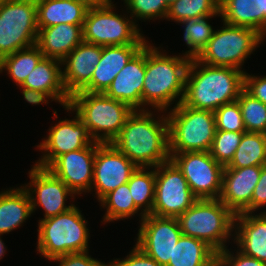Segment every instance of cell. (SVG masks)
<instances>
[{
	"label": "cell",
	"instance_id": "cell-1",
	"mask_svg": "<svg viewBox=\"0 0 266 266\" xmlns=\"http://www.w3.org/2000/svg\"><path fill=\"white\" fill-rule=\"evenodd\" d=\"M153 112L134 110L111 142L137 167H156L170 159L167 115L163 111L156 119Z\"/></svg>",
	"mask_w": 266,
	"mask_h": 266
},
{
	"label": "cell",
	"instance_id": "cell-2",
	"mask_svg": "<svg viewBox=\"0 0 266 266\" xmlns=\"http://www.w3.org/2000/svg\"><path fill=\"white\" fill-rule=\"evenodd\" d=\"M158 48L149 42L146 44L142 110L152 106L150 109L155 108L156 113L165 111L166 114L171 104L176 101V107L184 98L187 69L191 60L182 55L169 56Z\"/></svg>",
	"mask_w": 266,
	"mask_h": 266
},
{
	"label": "cell",
	"instance_id": "cell-3",
	"mask_svg": "<svg viewBox=\"0 0 266 266\" xmlns=\"http://www.w3.org/2000/svg\"><path fill=\"white\" fill-rule=\"evenodd\" d=\"M245 72L237 68L211 66L193 59L187 69L182 102L194 109L216 111L238 99L244 90Z\"/></svg>",
	"mask_w": 266,
	"mask_h": 266
},
{
	"label": "cell",
	"instance_id": "cell-4",
	"mask_svg": "<svg viewBox=\"0 0 266 266\" xmlns=\"http://www.w3.org/2000/svg\"><path fill=\"white\" fill-rule=\"evenodd\" d=\"M65 110L75 111L96 142L111 143L121 132L134 111L128 104L111 99L104 93L80 91L70 97Z\"/></svg>",
	"mask_w": 266,
	"mask_h": 266
},
{
	"label": "cell",
	"instance_id": "cell-5",
	"mask_svg": "<svg viewBox=\"0 0 266 266\" xmlns=\"http://www.w3.org/2000/svg\"><path fill=\"white\" fill-rule=\"evenodd\" d=\"M177 219L182 235L206 242L217 253L234 236L235 214L219 199H197Z\"/></svg>",
	"mask_w": 266,
	"mask_h": 266
},
{
	"label": "cell",
	"instance_id": "cell-6",
	"mask_svg": "<svg viewBox=\"0 0 266 266\" xmlns=\"http://www.w3.org/2000/svg\"><path fill=\"white\" fill-rule=\"evenodd\" d=\"M82 211L74 206L38 222L37 252L50 260L70 253L89 251V229Z\"/></svg>",
	"mask_w": 266,
	"mask_h": 266
},
{
	"label": "cell",
	"instance_id": "cell-7",
	"mask_svg": "<svg viewBox=\"0 0 266 266\" xmlns=\"http://www.w3.org/2000/svg\"><path fill=\"white\" fill-rule=\"evenodd\" d=\"M169 110V153L209 151L216 131L214 111L194 109L183 102Z\"/></svg>",
	"mask_w": 266,
	"mask_h": 266
},
{
	"label": "cell",
	"instance_id": "cell-8",
	"mask_svg": "<svg viewBox=\"0 0 266 266\" xmlns=\"http://www.w3.org/2000/svg\"><path fill=\"white\" fill-rule=\"evenodd\" d=\"M114 2L89 7L83 22V41L98 46L147 44L138 24L126 15L115 13Z\"/></svg>",
	"mask_w": 266,
	"mask_h": 266
},
{
	"label": "cell",
	"instance_id": "cell-9",
	"mask_svg": "<svg viewBox=\"0 0 266 266\" xmlns=\"http://www.w3.org/2000/svg\"><path fill=\"white\" fill-rule=\"evenodd\" d=\"M222 22L221 29L214 30L197 59L207 65L241 70L245 60L265 38L255 29Z\"/></svg>",
	"mask_w": 266,
	"mask_h": 266
},
{
	"label": "cell",
	"instance_id": "cell-10",
	"mask_svg": "<svg viewBox=\"0 0 266 266\" xmlns=\"http://www.w3.org/2000/svg\"><path fill=\"white\" fill-rule=\"evenodd\" d=\"M36 0H5L0 8V59L36 44Z\"/></svg>",
	"mask_w": 266,
	"mask_h": 266
},
{
	"label": "cell",
	"instance_id": "cell-11",
	"mask_svg": "<svg viewBox=\"0 0 266 266\" xmlns=\"http://www.w3.org/2000/svg\"><path fill=\"white\" fill-rule=\"evenodd\" d=\"M196 200L181 170L171 159L155 167L152 215L178 218Z\"/></svg>",
	"mask_w": 266,
	"mask_h": 266
},
{
	"label": "cell",
	"instance_id": "cell-12",
	"mask_svg": "<svg viewBox=\"0 0 266 266\" xmlns=\"http://www.w3.org/2000/svg\"><path fill=\"white\" fill-rule=\"evenodd\" d=\"M170 159L181 170L197 199H219L224 166L209 151L170 153Z\"/></svg>",
	"mask_w": 266,
	"mask_h": 266
},
{
	"label": "cell",
	"instance_id": "cell-13",
	"mask_svg": "<svg viewBox=\"0 0 266 266\" xmlns=\"http://www.w3.org/2000/svg\"><path fill=\"white\" fill-rule=\"evenodd\" d=\"M28 175L30 181L23 188L29 195L32 213L37 206L44 210V218L39 221L64 213L75 206L74 204L66 206L65 202L68 196L75 199L76 195L47 168L33 165Z\"/></svg>",
	"mask_w": 266,
	"mask_h": 266
},
{
	"label": "cell",
	"instance_id": "cell-14",
	"mask_svg": "<svg viewBox=\"0 0 266 266\" xmlns=\"http://www.w3.org/2000/svg\"><path fill=\"white\" fill-rule=\"evenodd\" d=\"M139 221L135 245L161 266H166L182 235L178 219L148 214Z\"/></svg>",
	"mask_w": 266,
	"mask_h": 266
},
{
	"label": "cell",
	"instance_id": "cell-15",
	"mask_svg": "<svg viewBox=\"0 0 266 266\" xmlns=\"http://www.w3.org/2000/svg\"><path fill=\"white\" fill-rule=\"evenodd\" d=\"M137 166L112 143H100L96 147L93 183L98 202L108 193L126 184Z\"/></svg>",
	"mask_w": 266,
	"mask_h": 266
},
{
	"label": "cell",
	"instance_id": "cell-16",
	"mask_svg": "<svg viewBox=\"0 0 266 266\" xmlns=\"http://www.w3.org/2000/svg\"><path fill=\"white\" fill-rule=\"evenodd\" d=\"M46 138L37 147L42 153L41 158L34 164L47 168L58 156L70 151L86 148L96 141L90 136L87 127L76 114L74 119H64L57 122L48 130Z\"/></svg>",
	"mask_w": 266,
	"mask_h": 266
},
{
	"label": "cell",
	"instance_id": "cell-17",
	"mask_svg": "<svg viewBox=\"0 0 266 266\" xmlns=\"http://www.w3.org/2000/svg\"><path fill=\"white\" fill-rule=\"evenodd\" d=\"M99 144L100 142H95L86 148L62 154L47 169L62 180L75 195L89 193L93 183L96 147Z\"/></svg>",
	"mask_w": 266,
	"mask_h": 266
},
{
	"label": "cell",
	"instance_id": "cell-18",
	"mask_svg": "<svg viewBox=\"0 0 266 266\" xmlns=\"http://www.w3.org/2000/svg\"><path fill=\"white\" fill-rule=\"evenodd\" d=\"M261 168L262 166L224 167L222 191L219 200L235 215L251 213L252 195L259 181Z\"/></svg>",
	"mask_w": 266,
	"mask_h": 266
},
{
	"label": "cell",
	"instance_id": "cell-19",
	"mask_svg": "<svg viewBox=\"0 0 266 266\" xmlns=\"http://www.w3.org/2000/svg\"><path fill=\"white\" fill-rule=\"evenodd\" d=\"M101 55L102 46L83 41L61 61L64 67L63 84L70 97L82 91L90 83Z\"/></svg>",
	"mask_w": 266,
	"mask_h": 266
},
{
	"label": "cell",
	"instance_id": "cell-20",
	"mask_svg": "<svg viewBox=\"0 0 266 266\" xmlns=\"http://www.w3.org/2000/svg\"><path fill=\"white\" fill-rule=\"evenodd\" d=\"M145 70L146 45L122 68L104 94L134 110H142Z\"/></svg>",
	"mask_w": 266,
	"mask_h": 266
},
{
	"label": "cell",
	"instance_id": "cell-21",
	"mask_svg": "<svg viewBox=\"0 0 266 266\" xmlns=\"http://www.w3.org/2000/svg\"><path fill=\"white\" fill-rule=\"evenodd\" d=\"M146 44L103 46L102 55L95 66L90 83L82 90L90 93H104L122 68Z\"/></svg>",
	"mask_w": 266,
	"mask_h": 266
},
{
	"label": "cell",
	"instance_id": "cell-22",
	"mask_svg": "<svg viewBox=\"0 0 266 266\" xmlns=\"http://www.w3.org/2000/svg\"><path fill=\"white\" fill-rule=\"evenodd\" d=\"M232 239L244 254L266 263V212L235 215Z\"/></svg>",
	"mask_w": 266,
	"mask_h": 266
},
{
	"label": "cell",
	"instance_id": "cell-23",
	"mask_svg": "<svg viewBox=\"0 0 266 266\" xmlns=\"http://www.w3.org/2000/svg\"><path fill=\"white\" fill-rule=\"evenodd\" d=\"M82 26L59 24L38 28L36 45L45 57L62 61L74 48L83 42Z\"/></svg>",
	"mask_w": 266,
	"mask_h": 266
},
{
	"label": "cell",
	"instance_id": "cell-24",
	"mask_svg": "<svg viewBox=\"0 0 266 266\" xmlns=\"http://www.w3.org/2000/svg\"><path fill=\"white\" fill-rule=\"evenodd\" d=\"M220 14L225 23L255 29L266 37V0H220Z\"/></svg>",
	"mask_w": 266,
	"mask_h": 266
},
{
	"label": "cell",
	"instance_id": "cell-25",
	"mask_svg": "<svg viewBox=\"0 0 266 266\" xmlns=\"http://www.w3.org/2000/svg\"><path fill=\"white\" fill-rule=\"evenodd\" d=\"M62 69L61 61L44 57L21 86L50 94L64 108L69 105L70 96L63 84Z\"/></svg>",
	"mask_w": 266,
	"mask_h": 266
},
{
	"label": "cell",
	"instance_id": "cell-26",
	"mask_svg": "<svg viewBox=\"0 0 266 266\" xmlns=\"http://www.w3.org/2000/svg\"><path fill=\"white\" fill-rule=\"evenodd\" d=\"M37 26L83 25L89 6L80 0H36Z\"/></svg>",
	"mask_w": 266,
	"mask_h": 266
},
{
	"label": "cell",
	"instance_id": "cell-27",
	"mask_svg": "<svg viewBox=\"0 0 266 266\" xmlns=\"http://www.w3.org/2000/svg\"><path fill=\"white\" fill-rule=\"evenodd\" d=\"M32 214L29 195L23 186L0 192V234L20 228Z\"/></svg>",
	"mask_w": 266,
	"mask_h": 266
},
{
	"label": "cell",
	"instance_id": "cell-28",
	"mask_svg": "<svg viewBox=\"0 0 266 266\" xmlns=\"http://www.w3.org/2000/svg\"><path fill=\"white\" fill-rule=\"evenodd\" d=\"M217 252L206 242L181 235L166 266H216Z\"/></svg>",
	"mask_w": 266,
	"mask_h": 266
},
{
	"label": "cell",
	"instance_id": "cell-29",
	"mask_svg": "<svg viewBox=\"0 0 266 266\" xmlns=\"http://www.w3.org/2000/svg\"><path fill=\"white\" fill-rule=\"evenodd\" d=\"M44 57L36 44L20 49L0 59V73L7 71L15 84L21 86Z\"/></svg>",
	"mask_w": 266,
	"mask_h": 266
},
{
	"label": "cell",
	"instance_id": "cell-30",
	"mask_svg": "<svg viewBox=\"0 0 266 266\" xmlns=\"http://www.w3.org/2000/svg\"><path fill=\"white\" fill-rule=\"evenodd\" d=\"M266 164V134L244 132L240 144L227 168H244Z\"/></svg>",
	"mask_w": 266,
	"mask_h": 266
},
{
	"label": "cell",
	"instance_id": "cell-31",
	"mask_svg": "<svg viewBox=\"0 0 266 266\" xmlns=\"http://www.w3.org/2000/svg\"><path fill=\"white\" fill-rule=\"evenodd\" d=\"M101 206L106 212L103 216L102 224L110 223L118 220H125L135 214H138L141 220L145 216L143 212L135 205L128 183L120 185L118 188L114 189L110 193L106 194L100 201Z\"/></svg>",
	"mask_w": 266,
	"mask_h": 266
},
{
	"label": "cell",
	"instance_id": "cell-32",
	"mask_svg": "<svg viewBox=\"0 0 266 266\" xmlns=\"http://www.w3.org/2000/svg\"><path fill=\"white\" fill-rule=\"evenodd\" d=\"M149 170L150 167H137L127 182L135 205L145 215L152 214L155 194V167Z\"/></svg>",
	"mask_w": 266,
	"mask_h": 266
},
{
	"label": "cell",
	"instance_id": "cell-33",
	"mask_svg": "<svg viewBox=\"0 0 266 266\" xmlns=\"http://www.w3.org/2000/svg\"><path fill=\"white\" fill-rule=\"evenodd\" d=\"M215 16H205L201 18H188L178 22L184 26V41L189 50L183 53V57L190 60L197 59L201 51L207 46L214 29L208 20Z\"/></svg>",
	"mask_w": 266,
	"mask_h": 266
},
{
	"label": "cell",
	"instance_id": "cell-34",
	"mask_svg": "<svg viewBox=\"0 0 266 266\" xmlns=\"http://www.w3.org/2000/svg\"><path fill=\"white\" fill-rule=\"evenodd\" d=\"M219 16L220 0H177L169 6L166 19L176 23L188 18Z\"/></svg>",
	"mask_w": 266,
	"mask_h": 266
},
{
	"label": "cell",
	"instance_id": "cell-35",
	"mask_svg": "<svg viewBox=\"0 0 266 266\" xmlns=\"http://www.w3.org/2000/svg\"><path fill=\"white\" fill-rule=\"evenodd\" d=\"M247 132L266 134V104L243 90L237 99Z\"/></svg>",
	"mask_w": 266,
	"mask_h": 266
},
{
	"label": "cell",
	"instance_id": "cell-36",
	"mask_svg": "<svg viewBox=\"0 0 266 266\" xmlns=\"http://www.w3.org/2000/svg\"><path fill=\"white\" fill-rule=\"evenodd\" d=\"M244 132L216 130L209 150L210 155L222 166H227L240 144Z\"/></svg>",
	"mask_w": 266,
	"mask_h": 266
},
{
	"label": "cell",
	"instance_id": "cell-37",
	"mask_svg": "<svg viewBox=\"0 0 266 266\" xmlns=\"http://www.w3.org/2000/svg\"><path fill=\"white\" fill-rule=\"evenodd\" d=\"M125 3L127 14L130 16L135 23L137 20H154V19H165L169 6L165 0H123ZM135 18V19H134ZM137 19V20H136Z\"/></svg>",
	"mask_w": 266,
	"mask_h": 266
},
{
	"label": "cell",
	"instance_id": "cell-38",
	"mask_svg": "<svg viewBox=\"0 0 266 266\" xmlns=\"http://www.w3.org/2000/svg\"><path fill=\"white\" fill-rule=\"evenodd\" d=\"M216 130L246 132L238 101L224 104L214 111Z\"/></svg>",
	"mask_w": 266,
	"mask_h": 266
},
{
	"label": "cell",
	"instance_id": "cell-39",
	"mask_svg": "<svg viewBox=\"0 0 266 266\" xmlns=\"http://www.w3.org/2000/svg\"><path fill=\"white\" fill-rule=\"evenodd\" d=\"M235 253L229 251L227 248L218 252L216 266H266L265 262L248 256L239 249H237Z\"/></svg>",
	"mask_w": 266,
	"mask_h": 266
},
{
	"label": "cell",
	"instance_id": "cell-40",
	"mask_svg": "<svg viewBox=\"0 0 266 266\" xmlns=\"http://www.w3.org/2000/svg\"><path fill=\"white\" fill-rule=\"evenodd\" d=\"M106 266H161L156 260L148 256L137 245L124 259H114L106 264Z\"/></svg>",
	"mask_w": 266,
	"mask_h": 266
},
{
	"label": "cell",
	"instance_id": "cell-41",
	"mask_svg": "<svg viewBox=\"0 0 266 266\" xmlns=\"http://www.w3.org/2000/svg\"><path fill=\"white\" fill-rule=\"evenodd\" d=\"M50 261L59 262L58 266H106L105 262L91 257L88 251L58 256Z\"/></svg>",
	"mask_w": 266,
	"mask_h": 266
},
{
	"label": "cell",
	"instance_id": "cell-42",
	"mask_svg": "<svg viewBox=\"0 0 266 266\" xmlns=\"http://www.w3.org/2000/svg\"><path fill=\"white\" fill-rule=\"evenodd\" d=\"M244 90L255 99L266 104V76H254L245 72Z\"/></svg>",
	"mask_w": 266,
	"mask_h": 266
},
{
	"label": "cell",
	"instance_id": "cell-43",
	"mask_svg": "<svg viewBox=\"0 0 266 266\" xmlns=\"http://www.w3.org/2000/svg\"><path fill=\"white\" fill-rule=\"evenodd\" d=\"M266 205V164L262 166L260 178L256 184L252 200H251V213L263 208Z\"/></svg>",
	"mask_w": 266,
	"mask_h": 266
},
{
	"label": "cell",
	"instance_id": "cell-44",
	"mask_svg": "<svg viewBox=\"0 0 266 266\" xmlns=\"http://www.w3.org/2000/svg\"><path fill=\"white\" fill-rule=\"evenodd\" d=\"M21 88V92L23 95V98L31 105H40V104H48L50 99L51 101H55L54 98L45 92L29 89L26 87L19 86ZM48 99V100H47Z\"/></svg>",
	"mask_w": 266,
	"mask_h": 266
},
{
	"label": "cell",
	"instance_id": "cell-45",
	"mask_svg": "<svg viewBox=\"0 0 266 266\" xmlns=\"http://www.w3.org/2000/svg\"><path fill=\"white\" fill-rule=\"evenodd\" d=\"M85 2L89 7L99 6L108 3L111 0H80Z\"/></svg>",
	"mask_w": 266,
	"mask_h": 266
},
{
	"label": "cell",
	"instance_id": "cell-46",
	"mask_svg": "<svg viewBox=\"0 0 266 266\" xmlns=\"http://www.w3.org/2000/svg\"><path fill=\"white\" fill-rule=\"evenodd\" d=\"M5 252H6V246L3 242V240L1 239V234H0V260L5 255Z\"/></svg>",
	"mask_w": 266,
	"mask_h": 266
},
{
	"label": "cell",
	"instance_id": "cell-47",
	"mask_svg": "<svg viewBox=\"0 0 266 266\" xmlns=\"http://www.w3.org/2000/svg\"><path fill=\"white\" fill-rule=\"evenodd\" d=\"M177 0H165L166 4L170 6L172 3H174Z\"/></svg>",
	"mask_w": 266,
	"mask_h": 266
},
{
	"label": "cell",
	"instance_id": "cell-48",
	"mask_svg": "<svg viewBox=\"0 0 266 266\" xmlns=\"http://www.w3.org/2000/svg\"><path fill=\"white\" fill-rule=\"evenodd\" d=\"M4 1H5V0H0V8H1V6L3 5Z\"/></svg>",
	"mask_w": 266,
	"mask_h": 266
}]
</instances>
